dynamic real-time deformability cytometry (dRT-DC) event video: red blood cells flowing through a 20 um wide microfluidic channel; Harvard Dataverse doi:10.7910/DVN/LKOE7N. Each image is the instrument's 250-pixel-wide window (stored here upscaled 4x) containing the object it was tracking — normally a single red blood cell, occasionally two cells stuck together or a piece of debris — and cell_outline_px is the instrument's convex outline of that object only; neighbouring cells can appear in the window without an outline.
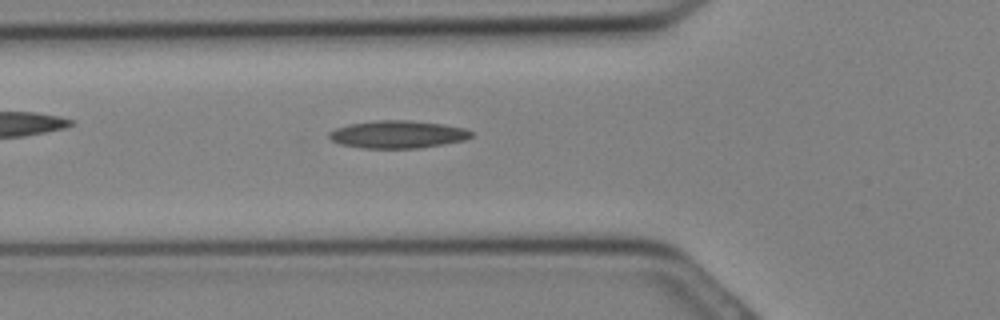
{"species": "Egyptian fruit bat (a non-hibernating species)", "species_latin": "Rousettus aegyptiacus", "temperature_condition": "cold", "stored_images_in_passage": 9, "camera_frame_rate_fps": 3000, "um_per_image_px": 0.085, "animal": {"sex": "female"}, "frame": {"image": 1, "passage_image": 5, "time_ms": 1.333, "image_size_px": [1000, 320], "cell_outline_px": [[472, 136], [464, 140], [420, 148], [360, 148], [340, 144], [332, 140], [328, 136], [328, 132], [336, 128], [352, 124], [376, 120], [412, 120], [444, 124], [468, 128], [472, 132]], "centroid_in_image_um": [33.83, 11.42], "position_along_channel_um": 92.0, "area_um2": 22.95}}
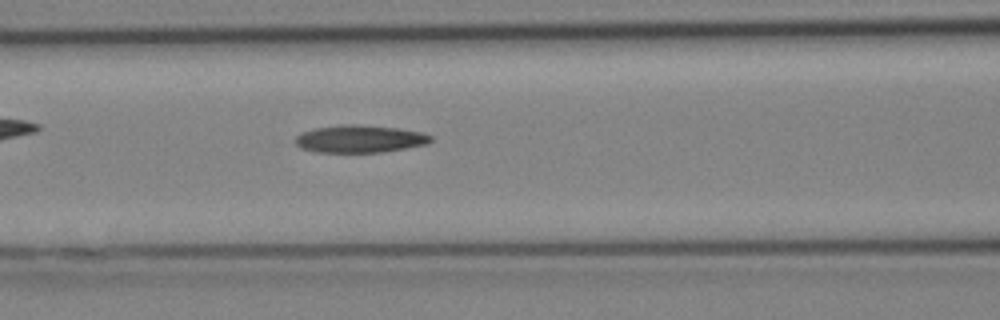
{"frame": {"image": 2, "passage_image": 7, "time_ms": 2.0, "image_size_px": [1000, 320], "cell_outline_px": [[432, 140], [428, 144], [380, 152], [316, 152], [300, 148], [296, 144], [296, 136], [300, 132], [316, 128], [344, 124], [356, 124], [396, 128], [420, 132], [432, 136]], "centroid_in_image_um": [30.55, 11.8], "position_along_channel_um": 136.0, "area_um2": 21.56}}
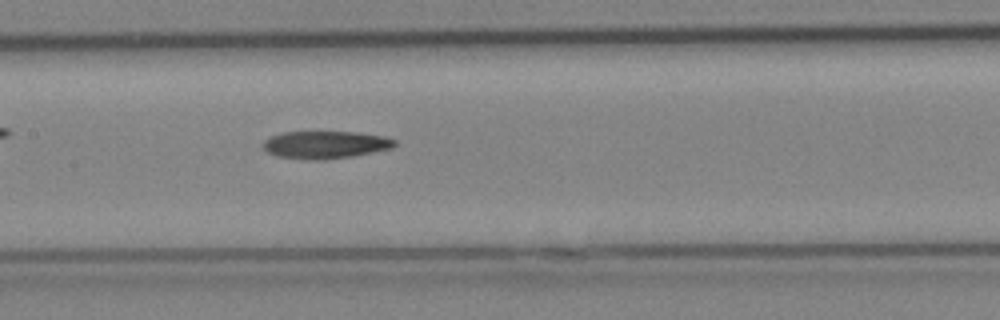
{"frame": {"image": 3, "passage_image": 9, "time_ms": 2.667, "image_size_px": [1000, 320], "cell_outline_px": [[396, 144], [392, 148], [352, 156], [324, 160], [316, 160], [276, 156], [268, 152], [264, 148], [264, 140], [272, 136], [284, 132], [356, 132], [384, 136], [396, 140]], "centroid_in_image_um": [27.68, 12.3], "position_along_channel_um": 179.7, "area_um2": 20.92}}